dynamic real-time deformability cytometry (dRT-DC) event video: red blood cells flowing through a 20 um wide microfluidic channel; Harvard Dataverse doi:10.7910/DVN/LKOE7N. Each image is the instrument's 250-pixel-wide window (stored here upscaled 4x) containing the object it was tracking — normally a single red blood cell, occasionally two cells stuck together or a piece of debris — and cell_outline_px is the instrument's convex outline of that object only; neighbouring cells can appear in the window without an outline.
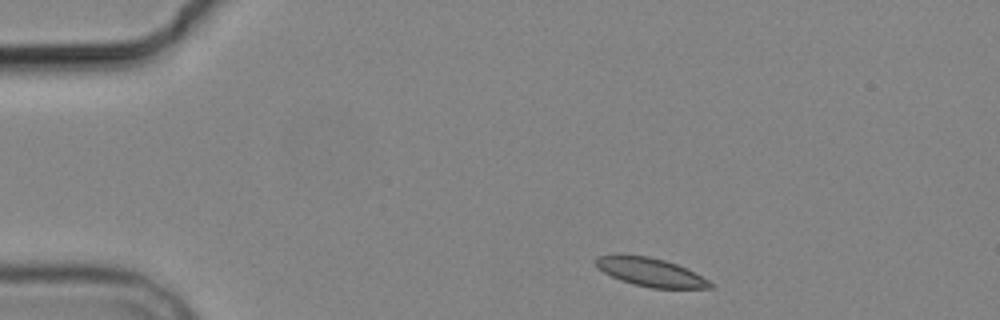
{"species": "common noctule bat (a hibernating species)", "species_latin": "Nyctalus noctula", "temperature_condition": "cold", "stored_images_in_passage": 4, "camera_frame_rate_fps": 3000, "um_per_image_px": 0.085, "animal": {"sex": "male", "body_mass_g": 19.2, "forearm_length_mm": 51.8}, "frame": {"image": 1, "passage_image": 1, "time_ms": 0.0, "image_size_px": [1000, 320], "cell_outline_px": [[716, 284], [712, 288], [652, 288], [632, 284], [620, 280], [596, 268], [596, 256], [648, 256], [664, 260], [676, 264]], "centroid_in_image_um": [55.31, 23.16], "position_along_channel_um": 29.7, "area_um2": 18.5}}